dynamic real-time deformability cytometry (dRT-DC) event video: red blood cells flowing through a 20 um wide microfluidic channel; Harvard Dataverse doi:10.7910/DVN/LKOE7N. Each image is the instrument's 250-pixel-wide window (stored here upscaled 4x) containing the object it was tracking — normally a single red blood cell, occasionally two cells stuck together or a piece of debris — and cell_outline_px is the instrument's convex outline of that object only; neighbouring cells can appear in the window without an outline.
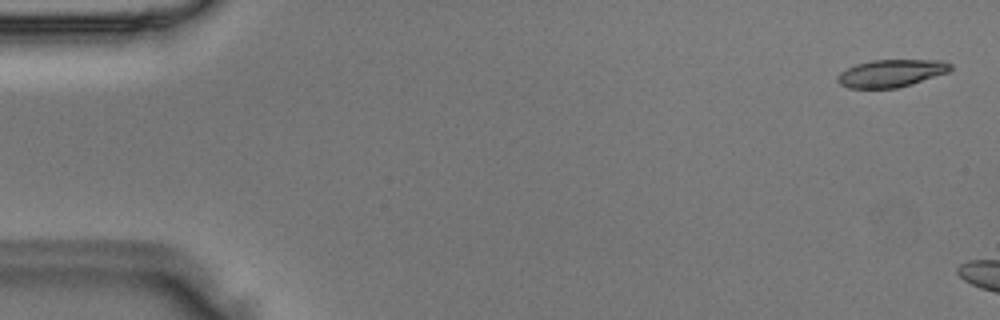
{"species": "Egyptian fruit bat (a non-hibernating species)", "species_latin": "Rousettus aegyptiacus", "temperature_condition": "room temperature", "stored_images_in_passage": 3, "camera_frame_rate_fps": 3000, "um_per_image_px": 0.085, "animal": {"sex": "male"}, "frame": {"image": 1, "passage_image": 1, "time_ms": 0.0, "image_size_px": [1000, 320], "cell_outline_px": [[952, 68], [948, 72], [912, 84], [896, 88], [848, 88], [840, 84], [836, 80], [836, 76], [840, 72], [856, 64], [872, 60], [944, 60], [952, 64]], "centroid_in_image_um": [75.75, 6.22], "position_along_channel_um": 9.3, "area_um2": 18.15}}